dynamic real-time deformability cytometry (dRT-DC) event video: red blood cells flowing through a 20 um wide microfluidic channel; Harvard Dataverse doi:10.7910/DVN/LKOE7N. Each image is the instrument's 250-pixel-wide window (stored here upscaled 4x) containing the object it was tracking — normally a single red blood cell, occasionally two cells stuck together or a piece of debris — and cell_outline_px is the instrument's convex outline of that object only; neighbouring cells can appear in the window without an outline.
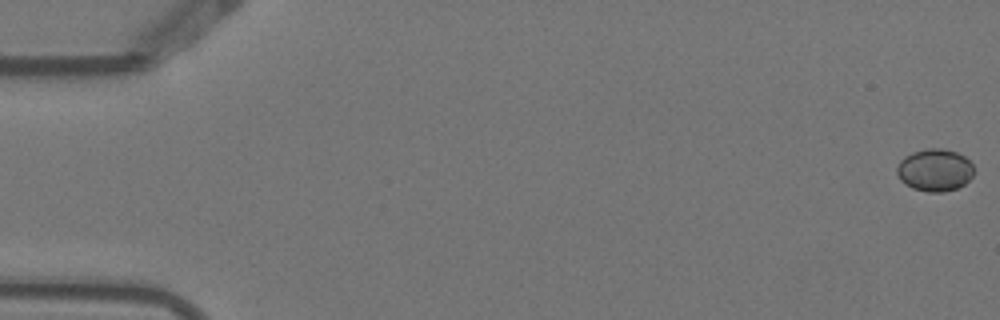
{"species": "Egyptian fruit bat (a non-hibernating species)", "species_latin": "Rousettus aegyptiacus", "temperature_condition": "warm", "stored_images_in_passage": 3, "camera_frame_rate_fps": 3000, "um_per_image_px": 0.085, "animal": {"sex": "female"}, "frame": {"image": 1, "passage_image": 1, "time_ms": 0.0, "image_size_px": [1000, 320], "cell_outline_px": [[972, 176], [964, 184], [956, 188], [944, 192], [928, 192], [912, 188], [904, 184], [900, 180], [896, 172], [896, 168], [900, 160], [904, 156], [912, 152], [928, 148], [940, 148], [956, 152], [964, 156], [972, 164]], "centroid_in_image_um": [79.41, 14.46], "position_along_channel_um": 5.6, "area_um2": 19.02}}